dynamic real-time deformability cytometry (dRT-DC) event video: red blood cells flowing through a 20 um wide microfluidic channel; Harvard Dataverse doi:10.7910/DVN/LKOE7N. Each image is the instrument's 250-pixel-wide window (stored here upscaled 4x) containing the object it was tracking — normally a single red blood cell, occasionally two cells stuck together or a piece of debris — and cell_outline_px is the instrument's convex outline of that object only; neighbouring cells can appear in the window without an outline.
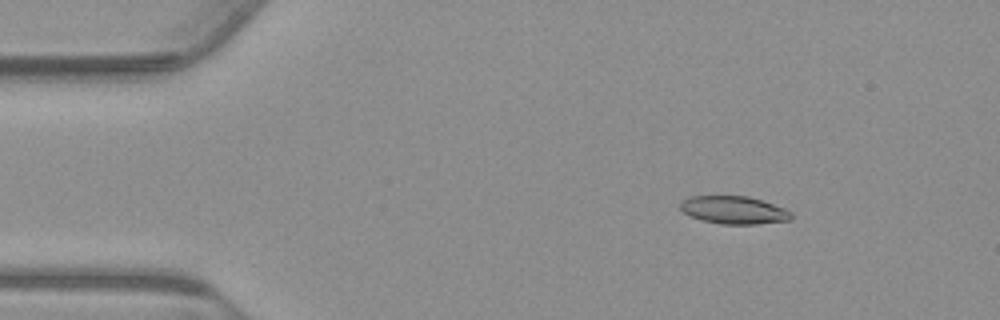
{"species": "common noctule bat (a hibernating species)", "species_latin": "Nyctalus noctula", "temperature_condition": "warm", "stored_images_in_passage": 49, "camera_frame_rate_fps": 3000, "um_per_image_px": 0.085, "animal": {"sex": "male", "body_mass_g": 23.1, "forearm_length_mm": 52.7}, "frame": {"image": 1, "passage_image": 2, "time_ms": 0.333, "image_size_px": [1000, 320], "cell_outline_px": [[792, 220], [756, 224], [720, 224], [700, 220], [688, 216], [680, 208], [680, 200], [688, 196], [748, 196], [784, 208], [792, 212]], "centroid_in_image_um": [62.33, 17.86], "position_along_channel_um": 22.7, "area_um2": 18.15}}
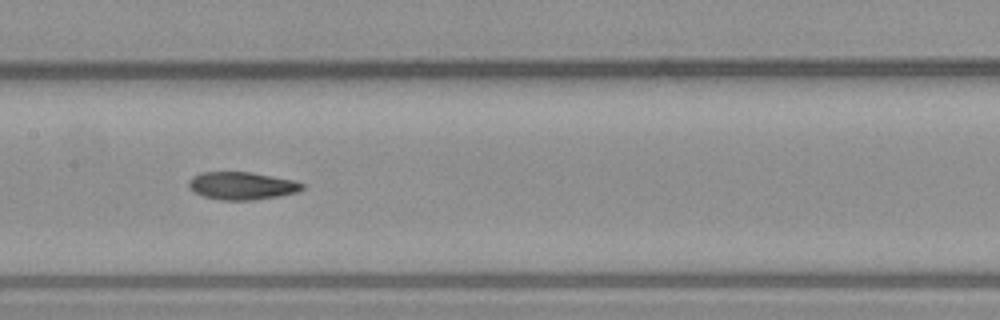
{"frame": {"image": 2, "passage_image": 21, "time_ms": 6.667, "image_size_px": [1000, 320], "cell_outline_px": [[304, 188], [296, 192], [276, 196], [252, 200], [220, 200], [204, 196], [192, 192], [188, 188], [188, 180], [192, 176], [200, 172], [252, 172], [292, 180], [304, 184]], "centroid_in_image_um": [20.48, 15.78], "position_along_channel_um": 186.9, "area_um2": 18.32}}
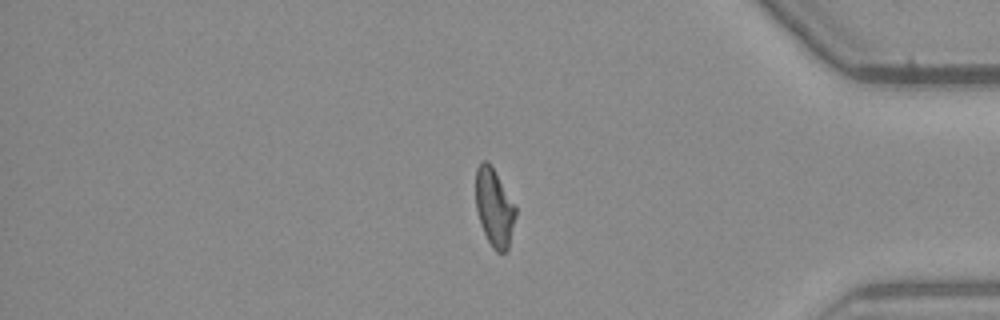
{"frame": {"image": 3, "passage_image": 40, "time_ms": 13.0, "image_size_px": [1000, 320], "cell_outline_px": [[516, 216], [508, 248], [504, 252], [496, 252], [492, 248], [480, 224], [476, 208], [476, 168], [484, 160], [488, 160], [516, 208]], "centroid_in_image_um": [42.0, 17.66], "position_along_channel_um": 393.2, "area_um2": 17.8}, "authors_computed_cell_mechanics": {"area_um2": 18.6694, "velocity_mm_per_s": 3.7549, "shape_relaxation_time_tau1_ms": null, "shape_relaxation_time_tau2_ms": 6.8259, "deformation_change_tau1": null, "deformation_change_tau2": 0.1559}}